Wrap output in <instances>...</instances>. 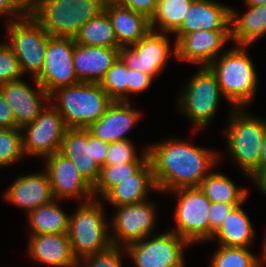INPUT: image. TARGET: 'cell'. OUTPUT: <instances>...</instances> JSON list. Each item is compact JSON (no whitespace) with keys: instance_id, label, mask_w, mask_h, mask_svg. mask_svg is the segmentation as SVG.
Segmentation results:
<instances>
[{"instance_id":"cell-48","label":"cell","mask_w":266,"mask_h":267,"mask_svg":"<svg viewBox=\"0 0 266 267\" xmlns=\"http://www.w3.org/2000/svg\"><path fill=\"white\" fill-rule=\"evenodd\" d=\"M104 5L118 4L121 0H101Z\"/></svg>"},{"instance_id":"cell-11","label":"cell","mask_w":266,"mask_h":267,"mask_svg":"<svg viewBox=\"0 0 266 267\" xmlns=\"http://www.w3.org/2000/svg\"><path fill=\"white\" fill-rule=\"evenodd\" d=\"M151 238L125 248L136 267H185L184 248L190 245L186 240L171 230Z\"/></svg>"},{"instance_id":"cell-17","label":"cell","mask_w":266,"mask_h":267,"mask_svg":"<svg viewBox=\"0 0 266 267\" xmlns=\"http://www.w3.org/2000/svg\"><path fill=\"white\" fill-rule=\"evenodd\" d=\"M34 82L36 91L23 79L0 86L6 103L12 109L17 128L32 123L51 101L50 94L36 80Z\"/></svg>"},{"instance_id":"cell-7","label":"cell","mask_w":266,"mask_h":267,"mask_svg":"<svg viewBox=\"0 0 266 267\" xmlns=\"http://www.w3.org/2000/svg\"><path fill=\"white\" fill-rule=\"evenodd\" d=\"M184 88L177 106L190 119L194 131L204 130L214 118L223 96L217 78L208 66H202Z\"/></svg>"},{"instance_id":"cell-20","label":"cell","mask_w":266,"mask_h":267,"mask_svg":"<svg viewBox=\"0 0 266 267\" xmlns=\"http://www.w3.org/2000/svg\"><path fill=\"white\" fill-rule=\"evenodd\" d=\"M3 197L12 205L24 208L27 213L54 200L51 183L45 170L18 177L9 185Z\"/></svg>"},{"instance_id":"cell-49","label":"cell","mask_w":266,"mask_h":267,"mask_svg":"<svg viewBox=\"0 0 266 267\" xmlns=\"http://www.w3.org/2000/svg\"><path fill=\"white\" fill-rule=\"evenodd\" d=\"M263 259L266 261V237L264 238V244H263Z\"/></svg>"},{"instance_id":"cell-23","label":"cell","mask_w":266,"mask_h":267,"mask_svg":"<svg viewBox=\"0 0 266 267\" xmlns=\"http://www.w3.org/2000/svg\"><path fill=\"white\" fill-rule=\"evenodd\" d=\"M28 254L32 259L51 267H80L67 234L30 235Z\"/></svg>"},{"instance_id":"cell-14","label":"cell","mask_w":266,"mask_h":267,"mask_svg":"<svg viewBox=\"0 0 266 267\" xmlns=\"http://www.w3.org/2000/svg\"><path fill=\"white\" fill-rule=\"evenodd\" d=\"M156 206L148 200L116 206L110 234L112 245L126 248L152 235L156 224ZM115 233V234H114Z\"/></svg>"},{"instance_id":"cell-39","label":"cell","mask_w":266,"mask_h":267,"mask_svg":"<svg viewBox=\"0 0 266 267\" xmlns=\"http://www.w3.org/2000/svg\"><path fill=\"white\" fill-rule=\"evenodd\" d=\"M239 205L231 203L215 202L211 203L209 209V222H210V240L213 234L220 228L226 216Z\"/></svg>"},{"instance_id":"cell-24","label":"cell","mask_w":266,"mask_h":267,"mask_svg":"<svg viewBox=\"0 0 266 267\" xmlns=\"http://www.w3.org/2000/svg\"><path fill=\"white\" fill-rule=\"evenodd\" d=\"M119 47H129L136 44L150 29V20L143 14L120 4H108L104 6Z\"/></svg>"},{"instance_id":"cell-15","label":"cell","mask_w":266,"mask_h":267,"mask_svg":"<svg viewBox=\"0 0 266 267\" xmlns=\"http://www.w3.org/2000/svg\"><path fill=\"white\" fill-rule=\"evenodd\" d=\"M75 42L71 37H50L44 65L36 80L49 94L55 90L80 83L73 64Z\"/></svg>"},{"instance_id":"cell-42","label":"cell","mask_w":266,"mask_h":267,"mask_svg":"<svg viewBox=\"0 0 266 267\" xmlns=\"http://www.w3.org/2000/svg\"><path fill=\"white\" fill-rule=\"evenodd\" d=\"M158 0H121L118 4L145 15L149 20L156 11Z\"/></svg>"},{"instance_id":"cell-37","label":"cell","mask_w":266,"mask_h":267,"mask_svg":"<svg viewBox=\"0 0 266 267\" xmlns=\"http://www.w3.org/2000/svg\"><path fill=\"white\" fill-rule=\"evenodd\" d=\"M23 76L17 57L12 49L0 42V86Z\"/></svg>"},{"instance_id":"cell-35","label":"cell","mask_w":266,"mask_h":267,"mask_svg":"<svg viewBox=\"0 0 266 267\" xmlns=\"http://www.w3.org/2000/svg\"><path fill=\"white\" fill-rule=\"evenodd\" d=\"M25 156L20 128H0V168L10 166Z\"/></svg>"},{"instance_id":"cell-8","label":"cell","mask_w":266,"mask_h":267,"mask_svg":"<svg viewBox=\"0 0 266 267\" xmlns=\"http://www.w3.org/2000/svg\"><path fill=\"white\" fill-rule=\"evenodd\" d=\"M5 26L8 36L5 43L17 57L22 74L31 71L35 78L43 68L46 47L51 36L29 11Z\"/></svg>"},{"instance_id":"cell-46","label":"cell","mask_w":266,"mask_h":267,"mask_svg":"<svg viewBox=\"0 0 266 267\" xmlns=\"http://www.w3.org/2000/svg\"><path fill=\"white\" fill-rule=\"evenodd\" d=\"M247 6H260L266 4V0H244Z\"/></svg>"},{"instance_id":"cell-36","label":"cell","mask_w":266,"mask_h":267,"mask_svg":"<svg viewBox=\"0 0 266 267\" xmlns=\"http://www.w3.org/2000/svg\"><path fill=\"white\" fill-rule=\"evenodd\" d=\"M129 140L116 141L109 143L107 151V157L105 165L121 164L125 162H147L148 161V150L147 146L141 152V157L136 153V147Z\"/></svg>"},{"instance_id":"cell-38","label":"cell","mask_w":266,"mask_h":267,"mask_svg":"<svg viewBox=\"0 0 266 267\" xmlns=\"http://www.w3.org/2000/svg\"><path fill=\"white\" fill-rule=\"evenodd\" d=\"M125 248L111 245L108 249L102 252H97L84 258L80 264L86 265L85 267H123L122 253Z\"/></svg>"},{"instance_id":"cell-26","label":"cell","mask_w":266,"mask_h":267,"mask_svg":"<svg viewBox=\"0 0 266 267\" xmlns=\"http://www.w3.org/2000/svg\"><path fill=\"white\" fill-rule=\"evenodd\" d=\"M247 8L242 16L230 8L231 41L236 45L249 46L266 34V4Z\"/></svg>"},{"instance_id":"cell-44","label":"cell","mask_w":266,"mask_h":267,"mask_svg":"<svg viewBox=\"0 0 266 267\" xmlns=\"http://www.w3.org/2000/svg\"><path fill=\"white\" fill-rule=\"evenodd\" d=\"M251 178L266 196V167L259 169Z\"/></svg>"},{"instance_id":"cell-12","label":"cell","mask_w":266,"mask_h":267,"mask_svg":"<svg viewBox=\"0 0 266 267\" xmlns=\"http://www.w3.org/2000/svg\"><path fill=\"white\" fill-rule=\"evenodd\" d=\"M67 129L60 113L48 103L32 123L21 128L24 154L46 158L60 151Z\"/></svg>"},{"instance_id":"cell-29","label":"cell","mask_w":266,"mask_h":267,"mask_svg":"<svg viewBox=\"0 0 266 267\" xmlns=\"http://www.w3.org/2000/svg\"><path fill=\"white\" fill-rule=\"evenodd\" d=\"M75 44L120 49L111 21L105 11L87 21L73 37Z\"/></svg>"},{"instance_id":"cell-33","label":"cell","mask_w":266,"mask_h":267,"mask_svg":"<svg viewBox=\"0 0 266 267\" xmlns=\"http://www.w3.org/2000/svg\"><path fill=\"white\" fill-rule=\"evenodd\" d=\"M261 259L248 248L219 246L211 258L210 267H262Z\"/></svg>"},{"instance_id":"cell-6","label":"cell","mask_w":266,"mask_h":267,"mask_svg":"<svg viewBox=\"0 0 266 267\" xmlns=\"http://www.w3.org/2000/svg\"><path fill=\"white\" fill-rule=\"evenodd\" d=\"M244 109L233 108L228 127L223 132L232 159L251 178L259 170L266 120L253 117Z\"/></svg>"},{"instance_id":"cell-30","label":"cell","mask_w":266,"mask_h":267,"mask_svg":"<svg viewBox=\"0 0 266 267\" xmlns=\"http://www.w3.org/2000/svg\"><path fill=\"white\" fill-rule=\"evenodd\" d=\"M211 203L223 202L233 205H242L247 200L248 192L243 187H238L226 175L212 171L199 185Z\"/></svg>"},{"instance_id":"cell-13","label":"cell","mask_w":266,"mask_h":267,"mask_svg":"<svg viewBox=\"0 0 266 267\" xmlns=\"http://www.w3.org/2000/svg\"><path fill=\"white\" fill-rule=\"evenodd\" d=\"M167 34L150 30L136 44L120 47L119 58L126 67L155 78L163 71L171 54L176 56V43L173 42L171 50Z\"/></svg>"},{"instance_id":"cell-31","label":"cell","mask_w":266,"mask_h":267,"mask_svg":"<svg viewBox=\"0 0 266 267\" xmlns=\"http://www.w3.org/2000/svg\"><path fill=\"white\" fill-rule=\"evenodd\" d=\"M193 1L158 0L156 11L150 19V29L170 35L181 25Z\"/></svg>"},{"instance_id":"cell-40","label":"cell","mask_w":266,"mask_h":267,"mask_svg":"<svg viewBox=\"0 0 266 267\" xmlns=\"http://www.w3.org/2000/svg\"><path fill=\"white\" fill-rule=\"evenodd\" d=\"M154 78L146 73L128 68L127 93H142L150 87Z\"/></svg>"},{"instance_id":"cell-2","label":"cell","mask_w":266,"mask_h":267,"mask_svg":"<svg viewBox=\"0 0 266 267\" xmlns=\"http://www.w3.org/2000/svg\"><path fill=\"white\" fill-rule=\"evenodd\" d=\"M247 47L236 45L208 66L217 78L224 99L233 108L249 106L258 88L256 67L248 55Z\"/></svg>"},{"instance_id":"cell-32","label":"cell","mask_w":266,"mask_h":267,"mask_svg":"<svg viewBox=\"0 0 266 267\" xmlns=\"http://www.w3.org/2000/svg\"><path fill=\"white\" fill-rule=\"evenodd\" d=\"M146 162H125L121 164L103 165L97 183L93 187L94 199L97 194L104 196L112 187L130 179Z\"/></svg>"},{"instance_id":"cell-19","label":"cell","mask_w":266,"mask_h":267,"mask_svg":"<svg viewBox=\"0 0 266 267\" xmlns=\"http://www.w3.org/2000/svg\"><path fill=\"white\" fill-rule=\"evenodd\" d=\"M230 8L214 0H194L181 25L173 32L175 43L194 31H230Z\"/></svg>"},{"instance_id":"cell-41","label":"cell","mask_w":266,"mask_h":267,"mask_svg":"<svg viewBox=\"0 0 266 267\" xmlns=\"http://www.w3.org/2000/svg\"><path fill=\"white\" fill-rule=\"evenodd\" d=\"M27 11L18 0H0V17H8L5 20L6 24L21 18Z\"/></svg>"},{"instance_id":"cell-22","label":"cell","mask_w":266,"mask_h":267,"mask_svg":"<svg viewBox=\"0 0 266 267\" xmlns=\"http://www.w3.org/2000/svg\"><path fill=\"white\" fill-rule=\"evenodd\" d=\"M119 57V49L75 44L73 64L80 82L99 83Z\"/></svg>"},{"instance_id":"cell-47","label":"cell","mask_w":266,"mask_h":267,"mask_svg":"<svg viewBox=\"0 0 266 267\" xmlns=\"http://www.w3.org/2000/svg\"><path fill=\"white\" fill-rule=\"evenodd\" d=\"M27 10H29L32 5L34 0H18Z\"/></svg>"},{"instance_id":"cell-45","label":"cell","mask_w":266,"mask_h":267,"mask_svg":"<svg viewBox=\"0 0 266 267\" xmlns=\"http://www.w3.org/2000/svg\"><path fill=\"white\" fill-rule=\"evenodd\" d=\"M265 167H266V124L260 150L259 169H263Z\"/></svg>"},{"instance_id":"cell-27","label":"cell","mask_w":266,"mask_h":267,"mask_svg":"<svg viewBox=\"0 0 266 267\" xmlns=\"http://www.w3.org/2000/svg\"><path fill=\"white\" fill-rule=\"evenodd\" d=\"M241 206H236L213 234L211 240L216 239L219 246L249 248L254 243L255 230Z\"/></svg>"},{"instance_id":"cell-21","label":"cell","mask_w":266,"mask_h":267,"mask_svg":"<svg viewBox=\"0 0 266 267\" xmlns=\"http://www.w3.org/2000/svg\"><path fill=\"white\" fill-rule=\"evenodd\" d=\"M141 113L131 108L129 101H113L106 113L87 129L106 143L129 140L126 134L140 119Z\"/></svg>"},{"instance_id":"cell-5","label":"cell","mask_w":266,"mask_h":267,"mask_svg":"<svg viewBox=\"0 0 266 267\" xmlns=\"http://www.w3.org/2000/svg\"><path fill=\"white\" fill-rule=\"evenodd\" d=\"M101 204L97 197L89 202L79 203L75 213L69 216L67 235L78 262L105 251L112 245L110 225L105 218L104 204Z\"/></svg>"},{"instance_id":"cell-28","label":"cell","mask_w":266,"mask_h":267,"mask_svg":"<svg viewBox=\"0 0 266 267\" xmlns=\"http://www.w3.org/2000/svg\"><path fill=\"white\" fill-rule=\"evenodd\" d=\"M27 215L31 235L68 233L69 216L60 208L56 199Z\"/></svg>"},{"instance_id":"cell-16","label":"cell","mask_w":266,"mask_h":267,"mask_svg":"<svg viewBox=\"0 0 266 267\" xmlns=\"http://www.w3.org/2000/svg\"><path fill=\"white\" fill-rule=\"evenodd\" d=\"M44 159L54 199H85L79 203L94 199L93 188L84 180L69 158L58 151Z\"/></svg>"},{"instance_id":"cell-25","label":"cell","mask_w":266,"mask_h":267,"mask_svg":"<svg viewBox=\"0 0 266 267\" xmlns=\"http://www.w3.org/2000/svg\"><path fill=\"white\" fill-rule=\"evenodd\" d=\"M151 189L157 191L153 171L148 160L130 179L112 187L103 197L114 206L129 205L147 200Z\"/></svg>"},{"instance_id":"cell-1","label":"cell","mask_w":266,"mask_h":267,"mask_svg":"<svg viewBox=\"0 0 266 267\" xmlns=\"http://www.w3.org/2000/svg\"><path fill=\"white\" fill-rule=\"evenodd\" d=\"M147 150L159 193L199 187L221 160V155L211 149L176 138L147 144Z\"/></svg>"},{"instance_id":"cell-4","label":"cell","mask_w":266,"mask_h":267,"mask_svg":"<svg viewBox=\"0 0 266 267\" xmlns=\"http://www.w3.org/2000/svg\"><path fill=\"white\" fill-rule=\"evenodd\" d=\"M104 6L101 0H34L28 11L50 36L73 38Z\"/></svg>"},{"instance_id":"cell-9","label":"cell","mask_w":266,"mask_h":267,"mask_svg":"<svg viewBox=\"0 0 266 267\" xmlns=\"http://www.w3.org/2000/svg\"><path fill=\"white\" fill-rule=\"evenodd\" d=\"M169 193L178 197L176 227L171 230L190 245L210 240L209 209L211 202L199 187L182 188Z\"/></svg>"},{"instance_id":"cell-10","label":"cell","mask_w":266,"mask_h":267,"mask_svg":"<svg viewBox=\"0 0 266 267\" xmlns=\"http://www.w3.org/2000/svg\"><path fill=\"white\" fill-rule=\"evenodd\" d=\"M109 143L93 136L88 129L68 128L60 152L76 166L84 180L93 188L105 165Z\"/></svg>"},{"instance_id":"cell-3","label":"cell","mask_w":266,"mask_h":267,"mask_svg":"<svg viewBox=\"0 0 266 267\" xmlns=\"http://www.w3.org/2000/svg\"><path fill=\"white\" fill-rule=\"evenodd\" d=\"M50 101L60 113L67 128L87 129L99 120L113 100L99 83L80 82L61 87L50 94Z\"/></svg>"},{"instance_id":"cell-18","label":"cell","mask_w":266,"mask_h":267,"mask_svg":"<svg viewBox=\"0 0 266 267\" xmlns=\"http://www.w3.org/2000/svg\"><path fill=\"white\" fill-rule=\"evenodd\" d=\"M227 41H231L230 31H194L176 42L175 58L200 67L209 66L224 52Z\"/></svg>"},{"instance_id":"cell-34","label":"cell","mask_w":266,"mask_h":267,"mask_svg":"<svg viewBox=\"0 0 266 267\" xmlns=\"http://www.w3.org/2000/svg\"><path fill=\"white\" fill-rule=\"evenodd\" d=\"M127 83L128 67H126L118 57L111 68L106 72L100 85L113 101H128Z\"/></svg>"},{"instance_id":"cell-43","label":"cell","mask_w":266,"mask_h":267,"mask_svg":"<svg viewBox=\"0 0 266 267\" xmlns=\"http://www.w3.org/2000/svg\"><path fill=\"white\" fill-rule=\"evenodd\" d=\"M0 128H17L11 107L0 89Z\"/></svg>"}]
</instances>
